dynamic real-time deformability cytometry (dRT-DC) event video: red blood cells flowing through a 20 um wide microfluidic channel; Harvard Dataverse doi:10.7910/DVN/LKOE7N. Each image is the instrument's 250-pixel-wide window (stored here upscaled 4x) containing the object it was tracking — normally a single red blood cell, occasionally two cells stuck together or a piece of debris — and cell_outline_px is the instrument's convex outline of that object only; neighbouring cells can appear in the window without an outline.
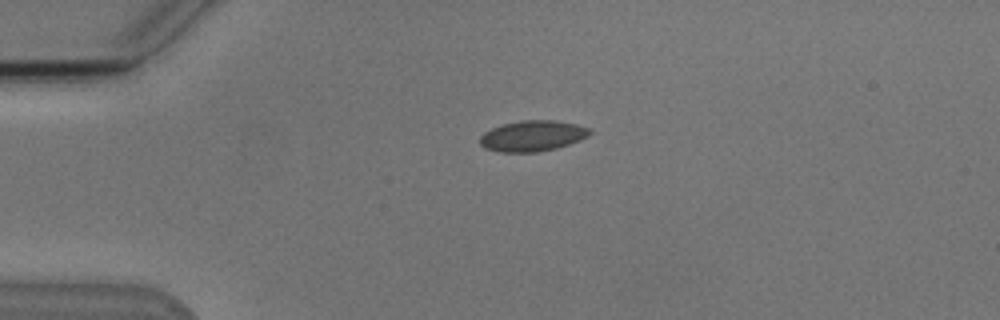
{"species": "Egyptian fruit bat (a non-hibernating species)", "species_latin": "Rousettus aegyptiacus", "temperature_condition": "cold", "stored_images_in_passage": 2, "camera_frame_rate_fps": 3000, "um_per_image_px": 0.085, "animal": {"sex": "male"}, "frame": {"image": 1, "passage_image": 1, "time_ms": 0.0, "image_size_px": [1000, 320], "cell_outline_px": [[592, 132], [588, 136], [580, 140], [556, 148], [536, 152], [500, 152], [484, 148], [480, 144], [480, 136], [484, 132], [492, 128], [504, 124], [524, 120], [556, 120], [576, 124], [588, 128]], "centroid_in_image_um": [45.26, 11.55], "position_along_channel_um": 39.7, "area_um2": 19.59}}